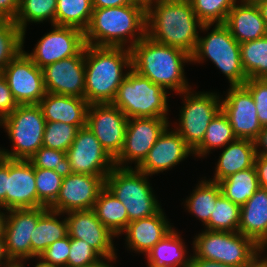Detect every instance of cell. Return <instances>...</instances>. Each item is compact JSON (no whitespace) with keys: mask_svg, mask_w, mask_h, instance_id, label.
Returning a JSON list of instances; mask_svg holds the SVG:
<instances>
[{"mask_svg":"<svg viewBox=\"0 0 267 267\" xmlns=\"http://www.w3.org/2000/svg\"><path fill=\"white\" fill-rule=\"evenodd\" d=\"M211 26L199 20L189 0H157L146 9V36L190 55L196 49L198 30L207 32Z\"/></svg>","mask_w":267,"mask_h":267,"instance_id":"obj_1","label":"cell"},{"mask_svg":"<svg viewBox=\"0 0 267 267\" xmlns=\"http://www.w3.org/2000/svg\"><path fill=\"white\" fill-rule=\"evenodd\" d=\"M145 36L146 8L140 4L93 9L84 31L85 45L97 47L131 49Z\"/></svg>","mask_w":267,"mask_h":267,"instance_id":"obj_2","label":"cell"},{"mask_svg":"<svg viewBox=\"0 0 267 267\" xmlns=\"http://www.w3.org/2000/svg\"><path fill=\"white\" fill-rule=\"evenodd\" d=\"M131 68V49L85 45V100L89 104L112 103Z\"/></svg>","mask_w":267,"mask_h":267,"instance_id":"obj_3","label":"cell"},{"mask_svg":"<svg viewBox=\"0 0 267 267\" xmlns=\"http://www.w3.org/2000/svg\"><path fill=\"white\" fill-rule=\"evenodd\" d=\"M132 69L176 94L191 89L184 72V64L191 63V55L168 45L159 44L145 36L131 48Z\"/></svg>","mask_w":267,"mask_h":267,"instance_id":"obj_4","label":"cell"},{"mask_svg":"<svg viewBox=\"0 0 267 267\" xmlns=\"http://www.w3.org/2000/svg\"><path fill=\"white\" fill-rule=\"evenodd\" d=\"M197 258L217 261L235 267H251L264 252L251 238L240 232L202 231L193 240Z\"/></svg>","mask_w":267,"mask_h":267,"instance_id":"obj_5","label":"cell"},{"mask_svg":"<svg viewBox=\"0 0 267 267\" xmlns=\"http://www.w3.org/2000/svg\"><path fill=\"white\" fill-rule=\"evenodd\" d=\"M167 94L168 91L131 68L112 104L127 118H167Z\"/></svg>","mask_w":267,"mask_h":267,"instance_id":"obj_6","label":"cell"},{"mask_svg":"<svg viewBox=\"0 0 267 267\" xmlns=\"http://www.w3.org/2000/svg\"><path fill=\"white\" fill-rule=\"evenodd\" d=\"M147 178L137 168L116 166L105 178V187L125 206L128 223L155 215L161 209Z\"/></svg>","mask_w":267,"mask_h":267,"instance_id":"obj_7","label":"cell"},{"mask_svg":"<svg viewBox=\"0 0 267 267\" xmlns=\"http://www.w3.org/2000/svg\"><path fill=\"white\" fill-rule=\"evenodd\" d=\"M45 118L38 104L18 105L0 121L12 142V150L1 149L0 156L28 160L43 146Z\"/></svg>","mask_w":267,"mask_h":267,"instance_id":"obj_8","label":"cell"},{"mask_svg":"<svg viewBox=\"0 0 267 267\" xmlns=\"http://www.w3.org/2000/svg\"><path fill=\"white\" fill-rule=\"evenodd\" d=\"M207 58L226 76L229 86L243 85L247 81L241 63L240 44L224 24H215L208 35L199 36L191 62L204 63Z\"/></svg>","mask_w":267,"mask_h":267,"instance_id":"obj_9","label":"cell"},{"mask_svg":"<svg viewBox=\"0 0 267 267\" xmlns=\"http://www.w3.org/2000/svg\"><path fill=\"white\" fill-rule=\"evenodd\" d=\"M190 90L180 93L184 104L175 130L194 151L202 143L209 123L221 110V97L215 92L194 93Z\"/></svg>","mask_w":267,"mask_h":267,"instance_id":"obj_10","label":"cell"},{"mask_svg":"<svg viewBox=\"0 0 267 267\" xmlns=\"http://www.w3.org/2000/svg\"><path fill=\"white\" fill-rule=\"evenodd\" d=\"M168 118H129L124 146L115 159V166L131 168L128 163L134 162L137 168L147 157L158 137L167 127H170ZM127 165V166H126Z\"/></svg>","mask_w":267,"mask_h":267,"instance_id":"obj_11","label":"cell"},{"mask_svg":"<svg viewBox=\"0 0 267 267\" xmlns=\"http://www.w3.org/2000/svg\"><path fill=\"white\" fill-rule=\"evenodd\" d=\"M18 105L39 104L45 96L43 71L20 52L1 72Z\"/></svg>","mask_w":267,"mask_h":267,"instance_id":"obj_12","label":"cell"},{"mask_svg":"<svg viewBox=\"0 0 267 267\" xmlns=\"http://www.w3.org/2000/svg\"><path fill=\"white\" fill-rule=\"evenodd\" d=\"M128 119L112 103L89 104L86 126L114 160L123 149Z\"/></svg>","mask_w":267,"mask_h":267,"instance_id":"obj_13","label":"cell"},{"mask_svg":"<svg viewBox=\"0 0 267 267\" xmlns=\"http://www.w3.org/2000/svg\"><path fill=\"white\" fill-rule=\"evenodd\" d=\"M66 156L73 173L101 176L105 179L115 167V160L87 126L79 128Z\"/></svg>","mask_w":267,"mask_h":267,"instance_id":"obj_14","label":"cell"},{"mask_svg":"<svg viewBox=\"0 0 267 267\" xmlns=\"http://www.w3.org/2000/svg\"><path fill=\"white\" fill-rule=\"evenodd\" d=\"M53 29L46 33L36 44L31 53L25 54L39 67L76 56L84 47V32L70 26L52 25Z\"/></svg>","mask_w":267,"mask_h":267,"instance_id":"obj_15","label":"cell"},{"mask_svg":"<svg viewBox=\"0 0 267 267\" xmlns=\"http://www.w3.org/2000/svg\"><path fill=\"white\" fill-rule=\"evenodd\" d=\"M222 98L221 110L236 138L254 141L263 127L250 91L244 85L230 86L225 98Z\"/></svg>","mask_w":267,"mask_h":267,"instance_id":"obj_16","label":"cell"},{"mask_svg":"<svg viewBox=\"0 0 267 267\" xmlns=\"http://www.w3.org/2000/svg\"><path fill=\"white\" fill-rule=\"evenodd\" d=\"M48 209L24 208L7 210L4 240L9 258L14 264L32 258L31 233L39 217Z\"/></svg>","mask_w":267,"mask_h":267,"instance_id":"obj_17","label":"cell"},{"mask_svg":"<svg viewBox=\"0 0 267 267\" xmlns=\"http://www.w3.org/2000/svg\"><path fill=\"white\" fill-rule=\"evenodd\" d=\"M104 187L105 179L101 176L72 173L63 178L60 193L49 209L63 215L71 211L91 210Z\"/></svg>","mask_w":267,"mask_h":267,"instance_id":"obj_18","label":"cell"},{"mask_svg":"<svg viewBox=\"0 0 267 267\" xmlns=\"http://www.w3.org/2000/svg\"><path fill=\"white\" fill-rule=\"evenodd\" d=\"M46 93L85 99V47L71 56L42 68Z\"/></svg>","mask_w":267,"mask_h":267,"instance_id":"obj_19","label":"cell"},{"mask_svg":"<svg viewBox=\"0 0 267 267\" xmlns=\"http://www.w3.org/2000/svg\"><path fill=\"white\" fill-rule=\"evenodd\" d=\"M68 236L86 241L105 260L116 261L113 239L116 237L97 218L93 209L65 213Z\"/></svg>","mask_w":267,"mask_h":267,"instance_id":"obj_20","label":"cell"},{"mask_svg":"<svg viewBox=\"0 0 267 267\" xmlns=\"http://www.w3.org/2000/svg\"><path fill=\"white\" fill-rule=\"evenodd\" d=\"M38 208L35 168L29 160L7 158L5 211Z\"/></svg>","mask_w":267,"mask_h":267,"instance_id":"obj_21","label":"cell"},{"mask_svg":"<svg viewBox=\"0 0 267 267\" xmlns=\"http://www.w3.org/2000/svg\"><path fill=\"white\" fill-rule=\"evenodd\" d=\"M191 154H194L193 150L175 130V127L171 131L167 127L137 169L152 176L172 169Z\"/></svg>","mask_w":267,"mask_h":267,"instance_id":"obj_22","label":"cell"},{"mask_svg":"<svg viewBox=\"0 0 267 267\" xmlns=\"http://www.w3.org/2000/svg\"><path fill=\"white\" fill-rule=\"evenodd\" d=\"M173 230L161 208L155 215L128 223L122 232L130 250L146 255L160 240Z\"/></svg>","mask_w":267,"mask_h":267,"instance_id":"obj_23","label":"cell"},{"mask_svg":"<svg viewBox=\"0 0 267 267\" xmlns=\"http://www.w3.org/2000/svg\"><path fill=\"white\" fill-rule=\"evenodd\" d=\"M38 105L46 122L86 126L89 103L84 98L46 93Z\"/></svg>","mask_w":267,"mask_h":267,"instance_id":"obj_24","label":"cell"},{"mask_svg":"<svg viewBox=\"0 0 267 267\" xmlns=\"http://www.w3.org/2000/svg\"><path fill=\"white\" fill-rule=\"evenodd\" d=\"M238 232L253 239L262 249L267 246V189L259 188L241 206Z\"/></svg>","mask_w":267,"mask_h":267,"instance_id":"obj_25","label":"cell"},{"mask_svg":"<svg viewBox=\"0 0 267 267\" xmlns=\"http://www.w3.org/2000/svg\"><path fill=\"white\" fill-rule=\"evenodd\" d=\"M238 4L229 11L224 23L236 41L241 44L266 36L267 26L258 6Z\"/></svg>","mask_w":267,"mask_h":267,"instance_id":"obj_26","label":"cell"},{"mask_svg":"<svg viewBox=\"0 0 267 267\" xmlns=\"http://www.w3.org/2000/svg\"><path fill=\"white\" fill-rule=\"evenodd\" d=\"M255 156L254 141L236 139L223 149L210 181L218 183L238 171L253 167Z\"/></svg>","mask_w":267,"mask_h":267,"instance_id":"obj_27","label":"cell"},{"mask_svg":"<svg viewBox=\"0 0 267 267\" xmlns=\"http://www.w3.org/2000/svg\"><path fill=\"white\" fill-rule=\"evenodd\" d=\"M175 228L160 240L147 254V263L159 267H189L190 256ZM188 256H187V255Z\"/></svg>","mask_w":267,"mask_h":267,"instance_id":"obj_28","label":"cell"},{"mask_svg":"<svg viewBox=\"0 0 267 267\" xmlns=\"http://www.w3.org/2000/svg\"><path fill=\"white\" fill-rule=\"evenodd\" d=\"M62 214L48 208L39 217L31 233L32 258L40 256L49 245L68 235L66 217L62 221L57 218Z\"/></svg>","mask_w":267,"mask_h":267,"instance_id":"obj_29","label":"cell"},{"mask_svg":"<svg viewBox=\"0 0 267 267\" xmlns=\"http://www.w3.org/2000/svg\"><path fill=\"white\" fill-rule=\"evenodd\" d=\"M93 210L100 222L117 238L128 225V214L123 203L106 187L99 193Z\"/></svg>","mask_w":267,"mask_h":267,"instance_id":"obj_30","label":"cell"},{"mask_svg":"<svg viewBox=\"0 0 267 267\" xmlns=\"http://www.w3.org/2000/svg\"><path fill=\"white\" fill-rule=\"evenodd\" d=\"M221 193L233 203L244 205L260 188L255 166L236 172L218 182Z\"/></svg>","mask_w":267,"mask_h":267,"instance_id":"obj_31","label":"cell"},{"mask_svg":"<svg viewBox=\"0 0 267 267\" xmlns=\"http://www.w3.org/2000/svg\"><path fill=\"white\" fill-rule=\"evenodd\" d=\"M195 187L192 194L185 200L184 206L194 214L205 226L214 210L217 197L221 194L218 183L203 179Z\"/></svg>","mask_w":267,"mask_h":267,"instance_id":"obj_32","label":"cell"},{"mask_svg":"<svg viewBox=\"0 0 267 267\" xmlns=\"http://www.w3.org/2000/svg\"><path fill=\"white\" fill-rule=\"evenodd\" d=\"M236 139L228 118L220 110L209 123L202 143L193 151L194 156L205 157L211 150L224 148Z\"/></svg>","mask_w":267,"mask_h":267,"instance_id":"obj_33","label":"cell"},{"mask_svg":"<svg viewBox=\"0 0 267 267\" xmlns=\"http://www.w3.org/2000/svg\"><path fill=\"white\" fill-rule=\"evenodd\" d=\"M93 12L92 0H57L55 25L88 28Z\"/></svg>","mask_w":267,"mask_h":267,"instance_id":"obj_34","label":"cell"},{"mask_svg":"<svg viewBox=\"0 0 267 267\" xmlns=\"http://www.w3.org/2000/svg\"><path fill=\"white\" fill-rule=\"evenodd\" d=\"M241 63L248 78L267 77V35L240 44Z\"/></svg>","mask_w":267,"mask_h":267,"instance_id":"obj_35","label":"cell"},{"mask_svg":"<svg viewBox=\"0 0 267 267\" xmlns=\"http://www.w3.org/2000/svg\"><path fill=\"white\" fill-rule=\"evenodd\" d=\"M57 0H20V7L14 22L23 32V45L28 22L42 23L50 20L55 24Z\"/></svg>","mask_w":267,"mask_h":267,"instance_id":"obj_36","label":"cell"},{"mask_svg":"<svg viewBox=\"0 0 267 267\" xmlns=\"http://www.w3.org/2000/svg\"><path fill=\"white\" fill-rule=\"evenodd\" d=\"M241 206L227 199L222 193L217 197L206 230L221 232H238Z\"/></svg>","mask_w":267,"mask_h":267,"instance_id":"obj_37","label":"cell"},{"mask_svg":"<svg viewBox=\"0 0 267 267\" xmlns=\"http://www.w3.org/2000/svg\"><path fill=\"white\" fill-rule=\"evenodd\" d=\"M23 32L10 19H0V72L23 51Z\"/></svg>","mask_w":267,"mask_h":267,"instance_id":"obj_38","label":"cell"},{"mask_svg":"<svg viewBox=\"0 0 267 267\" xmlns=\"http://www.w3.org/2000/svg\"><path fill=\"white\" fill-rule=\"evenodd\" d=\"M203 24H224L237 0H189Z\"/></svg>","mask_w":267,"mask_h":267,"instance_id":"obj_39","label":"cell"},{"mask_svg":"<svg viewBox=\"0 0 267 267\" xmlns=\"http://www.w3.org/2000/svg\"><path fill=\"white\" fill-rule=\"evenodd\" d=\"M63 178L51 169L35 168V185L38 194V208L50 207L57 199Z\"/></svg>","mask_w":267,"mask_h":267,"instance_id":"obj_40","label":"cell"},{"mask_svg":"<svg viewBox=\"0 0 267 267\" xmlns=\"http://www.w3.org/2000/svg\"><path fill=\"white\" fill-rule=\"evenodd\" d=\"M79 128L61 122H46L43 147L67 152L74 141Z\"/></svg>","mask_w":267,"mask_h":267,"instance_id":"obj_41","label":"cell"},{"mask_svg":"<svg viewBox=\"0 0 267 267\" xmlns=\"http://www.w3.org/2000/svg\"><path fill=\"white\" fill-rule=\"evenodd\" d=\"M28 160L34 168L54 170L62 178H65L73 173L69 159L66 156V152L60 150L42 146Z\"/></svg>","mask_w":267,"mask_h":267,"instance_id":"obj_42","label":"cell"},{"mask_svg":"<svg viewBox=\"0 0 267 267\" xmlns=\"http://www.w3.org/2000/svg\"><path fill=\"white\" fill-rule=\"evenodd\" d=\"M105 259L86 241L70 238L67 267H92Z\"/></svg>","mask_w":267,"mask_h":267,"instance_id":"obj_43","label":"cell"},{"mask_svg":"<svg viewBox=\"0 0 267 267\" xmlns=\"http://www.w3.org/2000/svg\"><path fill=\"white\" fill-rule=\"evenodd\" d=\"M251 93L258 119L262 127L267 126V80L262 78H248L243 84Z\"/></svg>","mask_w":267,"mask_h":267,"instance_id":"obj_44","label":"cell"},{"mask_svg":"<svg viewBox=\"0 0 267 267\" xmlns=\"http://www.w3.org/2000/svg\"><path fill=\"white\" fill-rule=\"evenodd\" d=\"M70 250V237L55 241L49 245L39 257L59 267H67V261Z\"/></svg>","mask_w":267,"mask_h":267,"instance_id":"obj_45","label":"cell"},{"mask_svg":"<svg viewBox=\"0 0 267 267\" xmlns=\"http://www.w3.org/2000/svg\"><path fill=\"white\" fill-rule=\"evenodd\" d=\"M18 104L15 101L5 78L0 73V121L12 113Z\"/></svg>","mask_w":267,"mask_h":267,"instance_id":"obj_46","label":"cell"},{"mask_svg":"<svg viewBox=\"0 0 267 267\" xmlns=\"http://www.w3.org/2000/svg\"><path fill=\"white\" fill-rule=\"evenodd\" d=\"M20 0H0V19L14 20L18 14Z\"/></svg>","mask_w":267,"mask_h":267,"instance_id":"obj_47","label":"cell"},{"mask_svg":"<svg viewBox=\"0 0 267 267\" xmlns=\"http://www.w3.org/2000/svg\"><path fill=\"white\" fill-rule=\"evenodd\" d=\"M254 166L256 168L260 188L267 189V156L256 155Z\"/></svg>","mask_w":267,"mask_h":267,"instance_id":"obj_48","label":"cell"},{"mask_svg":"<svg viewBox=\"0 0 267 267\" xmlns=\"http://www.w3.org/2000/svg\"><path fill=\"white\" fill-rule=\"evenodd\" d=\"M7 190V158L0 156V206L5 209Z\"/></svg>","mask_w":267,"mask_h":267,"instance_id":"obj_49","label":"cell"},{"mask_svg":"<svg viewBox=\"0 0 267 267\" xmlns=\"http://www.w3.org/2000/svg\"><path fill=\"white\" fill-rule=\"evenodd\" d=\"M254 144L256 155L267 156V126L261 129L258 136L254 140Z\"/></svg>","mask_w":267,"mask_h":267,"instance_id":"obj_50","label":"cell"},{"mask_svg":"<svg viewBox=\"0 0 267 267\" xmlns=\"http://www.w3.org/2000/svg\"><path fill=\"white\" fill-rule=\"evenodd\" d=\"M137 4L133 0H92L93 9Z\"/></svg>","mask_w":267,"mask_h":267,"instance_id":"obj_51","label":"cell"},{"mask_svg":"<svg viewBox=\"0 0 267 267\" xmlns=\"http://www.w3.org/2000/svg\"><path fill=\"white\" fill-rule=\"evenodd\" d=\"M189 267H235V266L226 265L217 261L197 258L194 254H192L190 258Z\"/></svg>","mask_w":267,"mask_h":267,"instance_id":"obj_52","label":"cell"},{"mask_svg":"<svg viewBox=\"0 0 267 267\" xmlns=\"http://www.w3.org/2000/svg\"><path fill=\"white\" fill-rule=\"evenodd\" d=\"M14 265L7 254L4 238H0V267H13Z\"/></svg>","mask_w":267,"mask_h":267,"instance_id":"obj_53","label":"cell"},{"mask_svg":"<svg viewBox=\"0 0 267 267\" xmlns=\"http://www.w3.org/2000/svg\"><path fill=\"white\" fill-rule=\"evenodd\" d=\"M1 209L5 210L0 206V238H4V229H5V223H6V217H7V210L6 212H2Z\"/></svg>","mask_w":267,"mask_h":267,"instance_id":"obj_54","label":"cell"},{"mask_svg":"<svg viewBox=\"0 0 267 267\" xmlns=\"http://www.w3.org/2000/svg\"><path fill=\"white\" fill-rule=\"evenodd\" d=\"M36 258H37V260L39 259V262H37V264L34 265L35 267H59V266H56V265L51 264L50 262H47V261L43 260L39 256H36ZM24 264L25 263L21 262L19 265L21 267H25Z\"/></svg>","mask_w":267,"mask_h":267,"instance_id":"obj_55","label":"cell"},{"mask_svg":"<svg viewBox=\"0 0 267 267\" xmlns=\"http://www.w3.org/2000/svg\"><path fill=\"white\" fill-rule=\"evenodd\" d=\"M257 6H258L260 13H261V16H262V18H263V20L267 26V0L259 3Z\"/></svg>","mask_w":267,"mask_h":267,"instance_id":"obj_56","label":"cell"},{"mask_svg":"<svg viewBox=\"0 0 267 267\" xmlns=\"http://www.w3.org/2000/svg\"><path fill=\"white\" fill-rule=\"evenodd\" d=\"M133 1L137 4L144 6L147 9L150 5L155 3L157 0H133Z\"/></svg>","mask_w":267,"mask_h":267,"instance_id":"obj_57","label":"cell"},{"mask_svg":"<svg viewBox=\"0 0 267 267\" xmlns=\"http://www.w3.org/2000/svg\"><path fill=\"white\" fill-rule=\"evenodd\" d=\"M241 2L238 3H243V4H249V5H258L259 3L265 1V0H240Z\"/></svg>","mask_w":267,"mask_h":267,"instance_id":"obj_58","label":"cell"},{"mask_svg":"<svg viewBox=\"0 0 267 267\" xmlns=\"http://www.w3.org/2000/svg\"><path fill=\"white\" fill-rule=\"evenodd\" d=\"M251 267H267V260L264 258V256L262 257V259H260L258 262H256L253 266Z\"/></svg>","mask_w":267,"mask_h":267,"instance_id":"obj_59","label":"cell"},{"mask_svg":"<svg viewBox=\"0 0 267 267\" xmlns=\"http://www.w3.org/2000/svg\"><path fill=\"white\" fill-rule=\"evenodd\" d=\"M108 261V262H107ZM112 261L109 262V260H104L101 264H97V265H94L92 267H114L112 266L110 263Z\"/></svg>","mask_w":267,"mask_h":267,"instance_id":"obj_60","label":"cell"},{"mask_svg":"<svg viewBox=\"0 0 267 267\" xmlns=\"http://www.w3.org/2000/svg\"><path fill=\"white\" fill-rule=\"evenodd\" d=\"M147 267H159V266H154V265H151V264H147Z\"/></svg>","mask_w":267,"mask_h":267,"instance_id":"obj_61","label":"cell"},{"mask_svg":"<svg viewBox=\"0 0 267 267\" xmlns=\"http://www.w3.org/2000/svg\"><path fill=\"white\" fill-rule=\"evenodd\" d=\"M267 246L263 249V251H266ZM265 259L267 260V255L265 256Z\"/></svg>","mask_w":267,"mask_h":267,"instance_id":"obj_62","label":"cell"},{"mask_svg":"<svg viewBox=\"0 0 267 267\" xmlns=\"http://www.w3.org/2000/svg\"><path fill=\"white\" fill-rule=\"evenodd\" d=\"M13 267H21L20 265H18V264H15Z\"/></svg>","mask_w":267,"mask_h":267,"instance_id":"obj_63","label":"cell"}]
</instances>
